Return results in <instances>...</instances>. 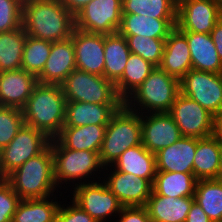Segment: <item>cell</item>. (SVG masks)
I'll return each mask as SVG.
<instances>
[{
    "instance_id": "cell-40",
    "label": "cell",
    "mask_w": 222,
    "mask_h": 222,
    "mask_svg": "<svg viewBox=\"0 0 222 222\" xmlns=\"http://www.w3.org/2000/svg\"><path fill=\"white\" fill-rule=\"evenodd\" d=\"M71 203L69 206L60 204L55 222H97L72 200Z\"/></svg>"
},
{
    "instance_id": "cell-31",
    "label": "cell",
    "mask_w": 222,
    "mask_h": 222,
    "mask_svg": "<svg viewBox=\"0 0 222 222\" xmlns=\"http://www.w3.org/2000/svg\"><path fill=\"white\" fill-rule=\"evenodd\" d=\"M51 198L22 199L11 222H55L60 203Z\"/></svg>"
},
{
    "instance_id": "cell-28",
    "label": "cell",
    "mask_w": 222,
    "mask_h": 222,
    "mask_svg": "<svg viewBox=\"0 0 222 222\" xmlns=\"http://www.w3.org/2000/svg\"><path fill=\"white\" fill-rule=\"evenodd\" d=\"M131 51L121 34H104V77L114 84L122 77Z\"/></svg>"
},
{
    "instance_id": "cell-3",
    "label": "cell",
    "mask_w": 222,
    "mask_h": 222,
    "mask_svg": "<svg viewBox=\"0 0 222 222\" xmlns=\"http://www.w3.org/2000/svg\"><path fill=\"white\" fill-rule=\"evenodd\" d=\"M21 199L46 198L56 190L52 147L30 158L4 178Z\"/></svg>"
},
{
    "instance_id": "cell-35",
    "label": "cell",
    "mask_w": 222,
    "mask_h": 222,
    "mask_svg": "<svg viewBox=\"0 0 222 222\" xmlns=\"http://www.w3.org/2000/svg\"><path fill=\"white\" fill-rule=\"evenodd\" d=\"M51 45V41L37 39L27 35L21 69L38 77L44 69L47 58L50 55Z\"/></svg>"
},
{
    "instance_id": "cell-38",
    "label": "cell",
    "mask_w": 222,
    "mask_h": 222,
    "mask_svg": "<svg viewBox=\"0 0 222 222\" xmlns=\"http://www.w3.org/2000/svg\"><path fill=\"white\" fill-rule=\"evenodd\" d=\"M22 2L0 0V33L22 27Z\"/></svg>"
},
{
    "instance_id": "cell-1",
    "label": "cell",
    "mask_w": 222,
    "mask_h": 222,
    "mask_svg": "<svg viewBox=\"0 0 222 222\" xmlns=\"http://www.w3.org/2000/svg\"><path fill=\"white\" fill-rule=\"evenodd\" d=\"M22 27L31 37L62 41L71 37L75 17L59 0H29L22 4Z\"/></svg>"
},
{
    "instance_id": "cell-32",
    "label": "cell",
    "mask_w": 222,
    "mask_h": 222,
    "mask_svg": "<svg viewBox=\"0 0 222 222\" xmlns=\"http://www.w3.org/2000/svg\"><path fill=\"white\" fill-rule=\"evenodd\" d=\"M194 201L212 222H222V178L197 180Z\"/></svg>"
},
{
    "instance_id": "cell-20",
    "label": "cell",
    "mask_w": 222,
    "mask_h": 222,
    "mask_svg": "<svg viewBox=\"0 0 222 222\" xmlns=\"http://www.w3.org/2000/svg\"><path fill=\"white\" fill-rule=\"evenodd\" d=\"M197 138L182 137L156 154L157 171L193 173Z\"/></svg>"
},
{
    "instance_id": "cell-9",
    "label": "cell",
    "mask_w": 222,
    "mask_h": 222,
    "mask_svg": "<svg viewBox=\"0 0 222 222\" xmlns=\"http://www.w3.org/2000/svg\"><path fill=\"white\" fill-rule=\"evenodd\" d=\"M180 93L214 116L222 111V73L191 69L180 80Z\"/></svg>"
},
{
    "instance_id": "cell-44",
    "label": "cell",
    "mask_w": 222,
    "mask_h": 222,
    "mask_svg": "<svg viewBox=\"0 0 222 222\" xmlns=\"http://www.w3.org/2000/svg\"><path fill=\"white\" fill-rule=\"evenodd\" d=\"M59 1L75 17L91 0H59Z\"/></svg>"
},
{
    "instance_id": "cell-18",
    "label": "cell",
    "mask_w": 222,
    "mask_h": 222,
    "mask_svg": "<svg viewBox=\"0 0 222 222\" xmlns=\"http://www.w3.org/2000/svg\"><path fill=\"white\" fill-rule=\"evenodd\" d=\"M38 79L23 69L0 72V106L23 109Z\"/></svg>"
},
{
    "instance_id": "cell-12",
    "label": "cell",
    "mask_w": 222,
    "mask_h": 222,
    "mask_svg": "<svg viewBox=\"0 0 222 222\" xmlns=\"http://www.w3.org/2000/svg\"><path fill=\"white\" fill-rule=\"evenodd\" d=\"M182 137L205 138L213 133L214 116L196 101L179 93L169 112Z\"/></svg>"
},
{
    "instance_id": "cell-33",
    "label": "cell",
    "mask_w": 222,
    "mask_h": 222,
    "mask_svg": "<svg viewBox=\"0 0 222 222\" xmlns=\"http://www.w3.org/2000/svg\"><path fill=\"white\" fill-rule=\"evenodd\" d=\"M26 37L23 27L0 33V72L21 69Z\"/></svg>"
},
{
    "instance_id": "cell-6",
    "label": "cell",
    "mask_w": 222,
    "mask_h": 222,
    "mask_svg": "<svg viewBox=\"0 0 222 222\" xmlns=\"http://www.w3.org/2000/svg\"><path fill=\"white\" fill-rule=\"evenodd\" d=\"M50 145L53 153L54 179L58 188L62 187L61 183L68 184V180L73 183L80 179L81 182L73 183L75 185L86 183L89 179L85 178L94 176L95 171L98 172V169L99 172H101L100 169L105 170L97 152L67 149L56 139L50 140ZM81 179L84 181L82 182Z\"/></svg>"
},
{
    "instance_id": "cell-36",
    "label": "cell",
    "mask_w": 222,
    "mask_h": 222,
    "mask_svg": "<svg viewBox=\"0 0 222 222\" xmlns=\"http://www.w3.org/2000/svg\"><path fill=\"white\" fill-rule=\"evenodd\" d=\"M126 38L131 53L158 67L161 63L166 39H155L143 35H122Z\"/></svg>"
},
{
    "instance_id": "cell-25",
    "label": "cell",
    "mask_w": 222,
    "mask_h": 222,
    "mask_svg": "<svg viewBox=\"0 0 222 222\" xmlns=\"http://www.w3.org/2000/svg\"><path fill=\"white\" fill-rule=\"evenodd\" d=\"M107 125L63 127L55 138L64 148L100 153Z\"/></svg>"
},
{
    "instance_id": "cell-27",
    "label": "cell",
    "mask_w": 222,
    "mask_h": 222,
    "mask_svg": "<svg viewBox=\"0 0 222 222\" xmlns=\"http://www.w3.org/2000/svg\"><path fill=\"white\" fill-rule=\"evenodd\" d=\"M111 166L117 171L147 179L152 185L157 172L155 154L149 152L142 144L124 151Z\"/></svg>"
},
{
    "instance_id": "cell-30",
    "label": "cell",
    "mask_w": 222,
    "mask_h": 222,
    "mask_svg": "<svg viewBox=\"0 0 222 222\" xmlns=\"http://www.w3.org/2000/svg\"><path fill=\"white\" fill-rule=\"evenodd\" d=\"M156 66L130 53L122 77L115 83L118 96L125 101L150 75Z\"/></svg>"
},
{
    "instance_id": "cell-16",
    "label": "cell",
    "mask_w": 222,
    "mask_h": 222,
    "mask_svg": "<svg viewBox=\"0 0 222 222\" xmlns=\"http://www.w3.org/2000/svg\"><path fill=\"white\" fill-rule=\"evenodd\" d=\"M111 167V168H110ZM103 180L109 190L117 197L123 207L145 206L152 192V184L134 174L112 169Z\"/></svg>"
},
{
    "instance_id": "cell-4",
    "label": "cell",
    "mask_w": 222,
    "mask_h": 222,
    "mask_svg": "<svg viewBox=\"0 0 222 222\" xmlns=\"http://www.w3.org/2000/svg\"><path fill=\"white\" fill-rule=\"evenodd\" d=\"M142 144V125L140 113L124 104L112 115L105 129L100 160L105 169L130 147Z\"/></svg>"
},
{
    "instance_id": "cell-42",
    "label": "cell",
    "mask_w": 222,
    "mask_h": 222,
    "mask_svg": "<svg viewBox=\"0 0 222 222\" xmlns=\"http://www.w3.org/2000/svg\"><path fill=\"white\" fill-rule=\"evenodd\" d=\"M185 222H212L201 206L193 201Z\"/></svg>"
},
{
    "instance_id": "cell-29",
    "label": "cell",
    "mask_w": 222,
    "mask_h": 222,
    "mask_svg": "<svg viewBox=\"0 0 222 222\" xmlns=\"http://www.w3.org/2000/svg\"><path fill=\"white\" fill-rule=\"evenodd\" d=\"M197 179L194 173L157 171L152 190L174 198L194 196Z\"/></svg>"
},
{
    "instance_id": "cell-24",
    "label": "cell",
    "mask_w": 222,
    "mask_h": 222,
    "mask_svg": "<svg viewBox=\"0 0 222 222\" xmlns=\"http://www.w3.org/2000/svg\"><path fill=\"white\" fill-rule=\"evenodd\" d=\"M188 41L192 67L210 73H222V61L210 34L182 32Z\"/></svg>"
},
{
    "instance_id": "cell-7",
    "label": "cell",
    "mask_w": 222,
    "mask_h": 222,
    "mask_svg": "<svg viewBox=\"0 0 222 222\" xmlns=\"http://www.w3.org/2000/svg\"><path fill=\"white\" fill-rule=\"evenodd\" d=\"M66 101L93 104H124L115 84L104 76L78 69L72 71L61 84Z\"/></svg>"
},
{
    "instance_id": "cell-45",
    "label": "cell",
    "mask_w": 222,
    "mask_h": 222,
    "mask_svg": "<svg viewBox=\"0 0 222 222\" xmlns=\"http://www.w3.org/2000/svg\"><path fill=\"white\" fill-rule=\"evenodd\" d=\"M212 135L217 139L222 140V111L214 115Z\"/></svg>"
},
{
    "instance_id": "cell-2",
    "label": "cell",
    "mask_w": 222,
    "mask_h": 222,
    "mask_svg": "<svg viewBox=\"0 0 222 222\" xmlns=\"http://www.w3.org/2000/svg\"><path fill=\"white\" fill-rule=\"evenodd\" d=\"M65 105L61 85L38 83L22 109L25 124L55 139L64 126Z\"/></svg>"
},
{
    "instance_id": "cell-43",
    "label": "cell",
    "mask_w": 222,
    "mask_h": 222,
    "mask_svg": "<svg viewBox=\"0 0 222 222\" xmlns=\"http://www.w3.org/2000/svg\"><path fill=\"white\" fill-rule=\"evenodd\" d=\"M210 36L215 44L218 56L222 61V17L216 22Z\"/></svg>"
},
{
    "instance_id": "cell-41",
    "label": "cell",
    "mask_w": 222,
    "mask_h": 222,
    "mask_svg": "<svg viewBox=\"0 0 222 222\" xmlns=\"http://www.w3.org/2000/svg\"><path fill=\"white\" fill-rule=\"evenodd\" d=\"M118 222H151L145 206L122 207Z\"/></svg>"
},
{
    "instance_id": "cell-39",
    "label": "cell",
    "mask_w": 222,
    "mask_h": 222,
    "mask_svg": "<svg viewBox=\"0 0 222 222\" xmlns=\"http://www.w3.org/2000/svg\"><path fill=\"white\" fill-rule=\"evenodd\" d=\"M21 200L11 185L0 178V222H11Z\"/></svg>"
},
{
    "instance_id": "cell-26",
    "label": "cell",
    "mask_w": 222,
    "mask_h": 222,
    "mask_svg": "<svg viewBox=\"0 0 222 222\" xmlns=\"http://www.w3.org/2000/svg\"><path fill=\"white\" fill-rule=\"evenodd\" d=\"M193 173L197 180L221 179L220 140L215 136L197 138Z\"/></svg>"
},
{
    "instance_id": "cell-23",
    "label": "cell",
    "mask_w": 222,
    "mask_h": 222,
    "mask_svg": "<svg viewBox=\"0 0 222 222\" xmlns=\"http://www.w3.org/2000/svg\"><path fill=\"white\" fill-rule=\"evenodd\" d=\"M177 19H157L145 15L122 14L118 33L121 35H143L155 39H166L176 27Z\"/></svg>"
},
{
    "instance_id": "cell-8",
    "label": "cell",
    "mask_w": 222,
    "mask_h": 222,
    "mask_svg": "<svg viewBox=\"0 0 222 222\" xmlns=\"http://www.w3.org/2000/svg\"><path fill=\"white\" fill-rule=\"evenodd\" d=\"M50 140L43 132L24 124L12 141L0 151V178L43 152Z\"/></svg>"
},
{
    "instance_id": "cell-46",
    "label": "cell",
    "mask_w": 222,
    "mask_h": 222,
    "mask_svg": "<svg viewBox=\"0 0 222 222\" xmlns=\"http://www.w3.org/2000/svg\"><path fill=\"white\" fill-rule=\"evenodd\" d=\"M220 168H221V178H222V140H220Z\"/></svg>"
},
{
    "instance_id": "cell-10",
    "label": "cell",
    "mask_w": 222,
    "mask_h": 222,
    "mask_svg": "<svg viewBox=\"0 0 222 222\" xmlns=\"http://www.w3.org/2000/svg\"><path fill=\"white\" fill-rule=\"evenodd\" d=\"M92 178L94 182L90 180L73 185L75 187L72 191V201L97 222H105L109 216H118L113 214H119L123 206L117 197L109 190L104 181L100 183V180L96 182L93 176Z\"/></svg>"
},
{
    "instance_id": "cell-47",
    "label": "cell",
    "mask_w": 222,
    "mask_h": 222,
    "mask_svg": "<svg viewBox=\"0 0 222 222\" xmlns=\"http://www.w3.org/2000/svg\"><path fill=\"white\" fill-rule=\"evenodd\" d=\"M218 6H219V11H220V14L222 16V0H216Z\"/></svg>"
},
{
    "instance_id": "cell-21",
    "label": "cell",
    "mask_w": 222,
    "mask_h": 222,
    "mask_svg": "<svg viewBox=\"0 0 222 222\" xmlns=\"http://www.w3.org/2000/svg\"><path fill=\"white\" fill-rule=\"evenodd\" d=\"M122 105L66 101L63 127L108 125L112 115Z\"/></svg>"
},
{
    "instance_id": "cell-48",
    "label": "cell",
    "mask_w": 222,
    "mask_h": 222,
    "mask_svg": "<svg viewBox=\"0 0 222 222\" xmlns=\"http://www.w3.org/2000/svg\"><path fill=\"white\" fill-rule=\"evenodd\" d=\"M177 4H179L183 0H174Z\"/></svg>"
},
{
    "instance_id": "cell-14",
    "label": "cell",
    "mask_w": 222,
    "mask_h": 222,
    "mask_svg": "<svg viewBox=\"0 0 222 222\" xmlns=\"http://www.w3.org/2000/svg\"><path fill=\"white\" fill-rule=\"evenodd\" d=\"M149 114V115H148ZM142 145L156 154L160 149L177 142L182 135L179 127L168 112L140 114Z\"/></svg>"
},
{
    "instance_id": "cell-17",
    "label": "cell",
    "mask_w": 222,
    "mask_h": 222,
    "mask_svg": "<svg viewBox=\"0 0 222 222\" xmlns=\"http://www.w3.org/2000/svg\"><path fill=\"white\" fill-rule=\"evenodd\" d=\"M75 69V49L72 38L52 42L45 67L37 77L38 83L61 85Z\"/></svg>"
},
{
    "instance_id": "cell-11",
    "label": "cell",
    "mask_w": 222,
    "mask_h": 222,
    "mask_svg": "<svg viewBox=\"0 0 222 222\" xmlns=\"http://www.w3.org/2000/svg\"><path fill=\"white\" fill-rule=\"evenodd\" d=\"M122 0H91L76 16L75 28L98 34L118 32Z\"/></svg>"
},
{
    "instance_id": "cell-15",
    "label": "cell",
    "mask_w": 222,
    "mask_h": 222,
    "mask_svg": "<svg viewBox=\"0 0 222 222\" xmlns=\"http://www.w3.org/2000/svg\"><path fill=\"white\" fill-rule=\"evenodd\" d=\"M71 38L75 49L76 69L104 76V34L74 28Z\"/></svg>"
},
{
    "instance_id": "cell-13",
    "label": "cell",
    "mask_w": 222,
    "mask_h": 222,
    "mask_svg": "<svg viewBox=\"0 0 222 222\" xmlns=\"http://www.w3.org/2000/svg\"><path fill=\"white\" fill-rule=\"evenodd\" d=\"M221 17L216 0H183L177 4L176 27L181 32L210 34Z\"/></svg>"
},
{
    "instance_id": "cell-37",
    "label": "cell",
    "mask_w": 222,
    "mask_h": 222,
    "mask_svg": "<svg viewBox=\"0 0 222 222\" xmlns=\"http://www.w3.org/2000/svg\"><path fill=\"white\" fill-rule=\"evenodd\" d=\"M24 124L22 109L0 106V151L12 141Z\"/></svg>"
},
{
    "instance_id": "cell-34",
    "label": "cell",
    "mask_w": 222,
    "mask_h": 222,
    "mask_svg": "<svg viewBox=\"0 0 222 222\" xmlns=\"http://www.w3.org/2000/svg\"><path fill=\"white\" fill-rule=\"evenodd\" d=\"M122 14L177 19V3L174 0H122Z\"/></svg>"
},
{
    "instance_id": "cell-5",
    "label": "cell",
    "mask_w": 222,
    "mask_h": 222,
    "mask_svg": "<svg viewBox=\"0 0 222 222\" xmlns=\"http://www.w3.org/2000/svg\"><path fill=\"white\" fill-rule=\"evenodd\" d=\"M179 93L180 81L159 67H155L144 82L124 101V105L140 114L144 110L148 111L146 113L169 112Z\"/></svg>"
},
{
    "instance_id": "cell-19",
    "label": "cell",
    "mask_w": 222,
    "mask_h": 222,
    "mask_svg": "<svg viewBox=\"0 0 222 222\" xmlns=\"http://www.w3.org/2000/svg\"><path fill=\"white\" fill-rule=\"evenodd\" d=\"M158 67L179 81L193 69L187 38L177 27L165 40L162 60Z\"/></svg>"
},
{
    "instance_id": "cell-22",
    "label": "cell",
    "mask_w": 222,
    "mask_h": 222,
    "mask_svg": "<svg viewBox=\"0 0 222 222\" xmlns=\"http://www.w3.org/2000/svg\"><path fill=\"white\" fill-rule=\"evenodd\" d=\"M194 196L174 198L153 190L145 205L152 222H185Z\"/></svg>"
}]
</instances>
